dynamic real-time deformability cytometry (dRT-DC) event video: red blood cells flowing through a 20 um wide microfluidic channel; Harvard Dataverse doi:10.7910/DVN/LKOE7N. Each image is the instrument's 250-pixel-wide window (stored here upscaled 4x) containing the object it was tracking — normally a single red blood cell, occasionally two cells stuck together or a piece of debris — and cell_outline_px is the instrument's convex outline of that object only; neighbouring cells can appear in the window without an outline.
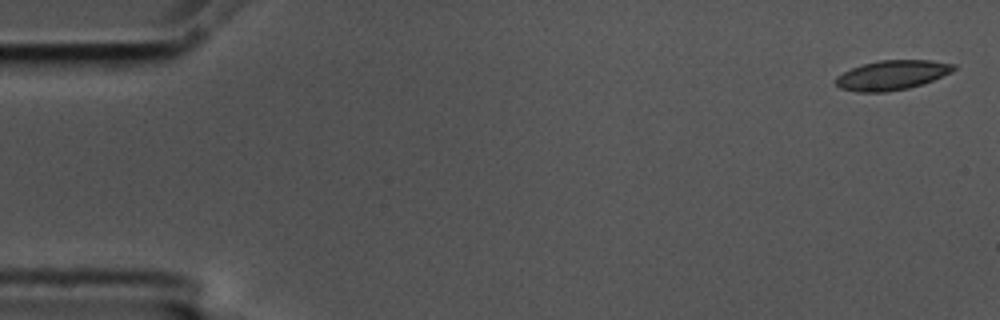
{"species": "common noctule bat (a hibernating species)", "species_latin": "Nyctalus noctula", "temperature_condition": "cold", "stored_images_in_passage": 4, "camera_frame_rate_fps": 3000, "um_per_image_px": 0.085, "animal": {"sex": "male", "body_mass_g": 17.5, "forearm_length_mm": 52.3}, "frame": {"image": 1, "passage_image": 1, "time_ms": 0.0, "image_size_px": [1000, 320], "cell_outline_px": [[956, 68], [952, 72], [932, 80], [908, 88], [884, 92], [856, 92], [840, 88], [836, 84], [836, 76], [852, 68], [864, 64], [880, 60], [932, 60], [956, 64]], "centroid_in_image_um": [75.83, 6.38], "position_along_channel_um": 9.2, "area_um2": 20.17}}
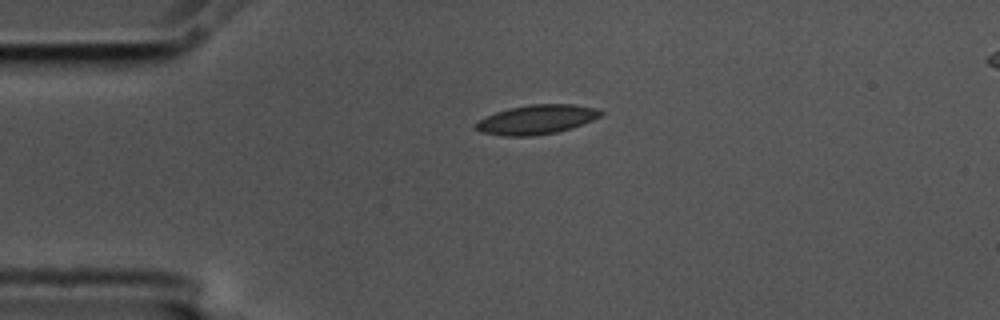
{"frame": {"image": 2, "passage_image": 4, "time_ms": 1.0, "image_size_px": [1000, 320], "cell_outline_px": [[604, 112], [600, 116], [592, 120], [572, 128], [556, 132], [532, 136], [504, 136], [480, 132], [472, 128], [472, 124], [496, 112], [508, 108], [528, 104], [572, 104], [600, 108]], "centroid_in_image_um": [45.6, 10.16], "position_along_channel_um": 39.4, "area_um2": 21.56}}